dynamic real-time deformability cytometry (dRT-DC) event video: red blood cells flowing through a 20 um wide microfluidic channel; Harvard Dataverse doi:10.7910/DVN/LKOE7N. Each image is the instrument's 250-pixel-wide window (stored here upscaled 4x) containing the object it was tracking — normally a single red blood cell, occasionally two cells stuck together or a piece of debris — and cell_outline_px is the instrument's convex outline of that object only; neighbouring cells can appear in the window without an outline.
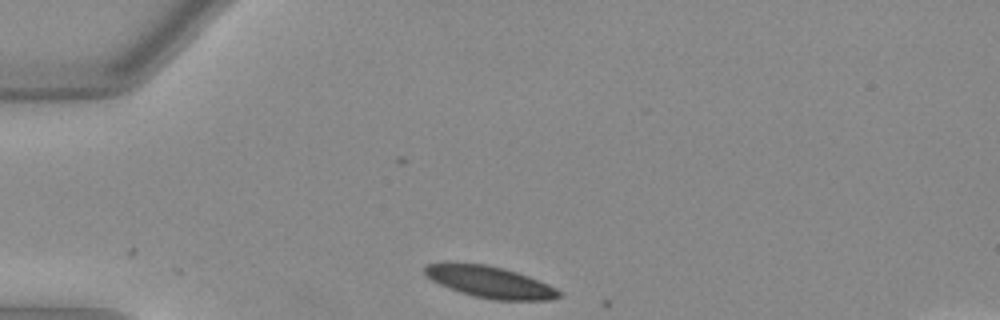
{"species": "Egyptian fruit bat (a non-hibernating species)", "species_latin": "Rousettus aegyptiacus", "temperature_condition": "warm", "stored_images_in_passage": 2, "camera_frame_rate_fps": 3000, "um_per_image_px": 0.085, "animal": {"sex": "female"}, "frame": {"image": 1, "passage_image": 2, "time_ms": 0.333, "image_size_px": [1000, 320], "cell_outline_px": [[564, 296], [552, 300], [492, 300], [472, 296], [460, 292], [440, 284], [424, 276], [424, 264], [484, 264], [504, 268], [528, 276], [548, 284], [556, 288]], "centroid_in_image_um": [41.68, 24.0], "position_along_channel_um": 43.3, "area_um2": 24.51}}